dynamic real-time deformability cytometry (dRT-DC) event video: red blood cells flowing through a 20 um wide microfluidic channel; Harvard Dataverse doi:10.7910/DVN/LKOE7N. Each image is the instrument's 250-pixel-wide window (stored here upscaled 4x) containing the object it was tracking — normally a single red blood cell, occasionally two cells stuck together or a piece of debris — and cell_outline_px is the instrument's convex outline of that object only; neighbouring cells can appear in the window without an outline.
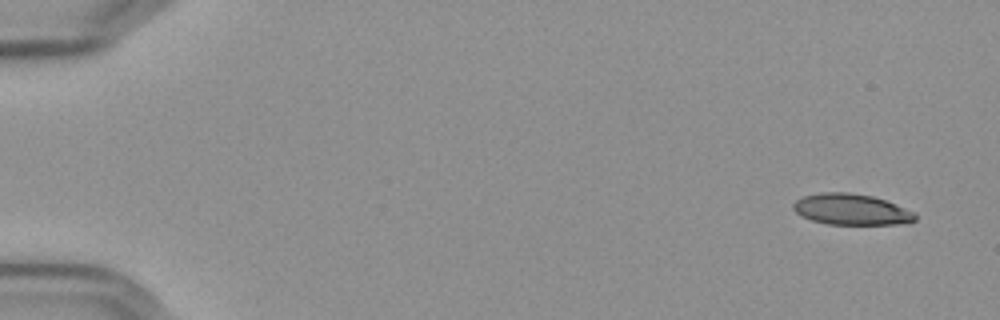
{"species": "Egyptian fruit bat (a non-hibernating species)", "species_latin": "Rousettus aegyptiacus", "temperature_condition": "cold", "stored_images_in_passage": 55, "camera_frame_rate_fps": 3000, "um_per_image_px": 0.085, "frame": {"image": 1, "passage_image": 1, "time_ms": 0.0, "image_size_px": [1000, 320], "cell_outline_px": [[916, 220], [908, 224], [828, 224], [812, 220], [800, 216], [792, 208], [792, 204], [796, 200], [804, 196], [820, 192], [848, 192], [872, 196], [896, 204], [916, 212]], "centroid_in_image_um": [72.38, 17.8], "position_along_channel_um": 12.6, "area_um2": 22.2}}
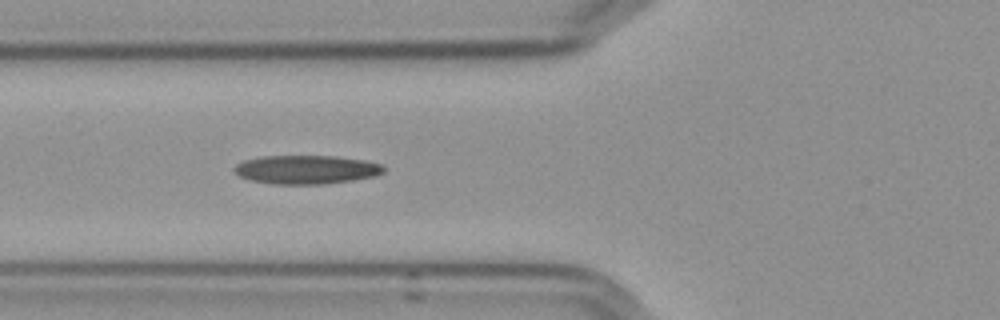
{"frame": {"image": 2, "passage_image": 20, "time_ms": 6.333, "image_size_px": [1000, 320], "cell_outline_px": [[384, 172], [376, 176], [352, 180], [324, 184], [272, 184], [248, 180], [240, 176], [232, 168], [236, 164], [244, 160], [260, 156], [332, 156], [364, 160], [384, 164]], "centroid_in_image_um": [26.03, 14.41], "position_along_channel_um": 99.8, "area_um2": 25.14}}
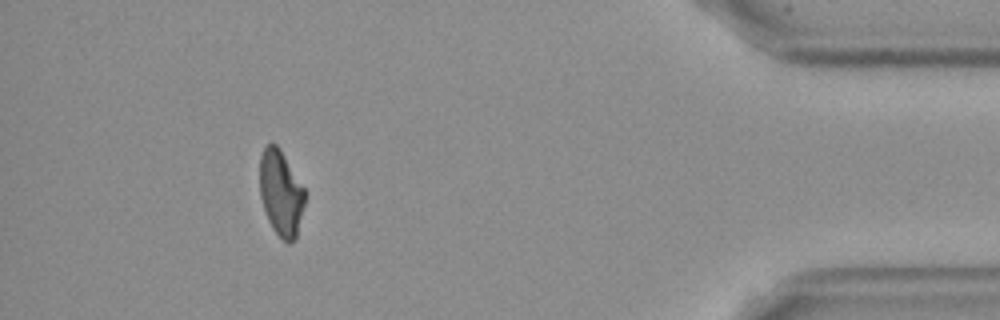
{"frame": {"image": 3, "passage_image": 50, "time_ms": 16.333, "image_size_px": [1000, 320], "cell_outline_px": [[304, 204], [296, 236], [288, 244], [280, 240], [272, 228], [268, 220], [260, 196], [260, 156], [264, 148], [268, 144], [276, 144], [280, 148], [304, 188]], "centroid_in_image_um": [23.86, 16.42], "position_along_channel_um": 411.3, "area_um2": 22.31}, "authors_computed_cell_mechanics": {"area_um2": 23.6402, "velocity_mm_per_s": 3.6115, "shape_relaxation_time_tau1_ms": null, "shape_relaxation_time_tau2_ms": 11.2665, "deformation_change_tau1": null, "deformation_change_tau2": 0.2082}}